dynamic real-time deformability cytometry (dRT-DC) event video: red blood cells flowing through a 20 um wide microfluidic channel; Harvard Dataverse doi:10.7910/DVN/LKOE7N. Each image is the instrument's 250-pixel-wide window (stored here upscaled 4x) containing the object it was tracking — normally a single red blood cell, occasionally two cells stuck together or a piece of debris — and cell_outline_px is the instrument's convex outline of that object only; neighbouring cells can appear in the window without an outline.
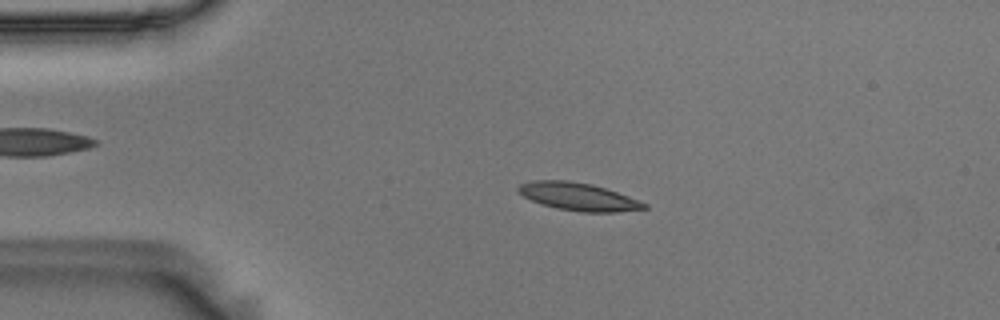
{"species": "Egyptian fruit bat (a non-hibernating species)", "species_latin": "Rousettus aegyptiacus", "temperature_condition": "room temperature", "stored_images_in_passage": 52, "camera_frame_rate_fps": 3000, "um_per_image_px": 0.085, "animal": {"sex": "male"}, "frame": {"image": 1, "passage_image": 8, "time_ms": 2.333, "image_size_px": [1000, 320], "cell_outline_px": [[648, 208], [616, 212], [580, 212], [556, 208], [532, 200], [524, 196], [516, 188], [520, 184], [532, 180], [568, 180], [592, 184], [628, 196], [648, 204]], "centroid_in_image_um": [49.16, 16.71], "position_along_channel_um": 35.8, "area_um2": 20.17}}
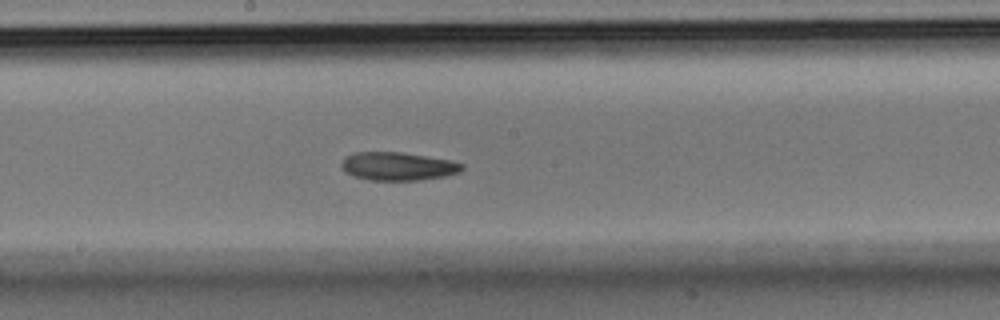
{"frame": {"image": 2, "passage_image": 26, "time_ms": 8.333, "image_size_px": [1000, 320], "cell_outline_px": [[464, 168], [460, 172], [444, 176], [420, 180], [368, 180], [344, 172], [340, 164], [348, 156], [356, 152], [400, 152], [448, 160], [464, 164]], "centroid_in_image_um": [33.82, 14.14], "position_along_channel_um": 214.4, "area_um2": 19.59}}
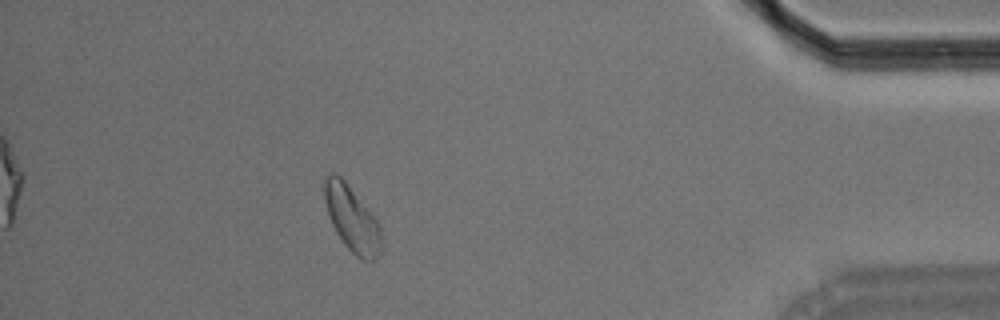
{"frame": {"image": 3, "passage_image": 46, "time_ms": 15.0, "image_size_px": [1000, 320], "cell_outline_px": [[380, 256], [372, 264], [356, 256], [344, 244], [336, 232], [328, 216], [324, 200], [324, 176], [332, 172], [336, 172], [344, 180], [376, 220], [380, 228]], "centroid_in_image_um": [29.88, 18.62], "position_along_channel_um": 405.3, "area_um2": 21.56}, "authors_computed_cell_mechanics": {"area_um2": 20.2011, "velocity_mm_per_s": 3.5777, "shape_relaxation_time_tau1_ms": 4.6902, "shape_relaxation_time_tau2_ms": 8.0602, "deformation_change_tau1": 0.1145, "deformation_change_tau2": 0.1393}}